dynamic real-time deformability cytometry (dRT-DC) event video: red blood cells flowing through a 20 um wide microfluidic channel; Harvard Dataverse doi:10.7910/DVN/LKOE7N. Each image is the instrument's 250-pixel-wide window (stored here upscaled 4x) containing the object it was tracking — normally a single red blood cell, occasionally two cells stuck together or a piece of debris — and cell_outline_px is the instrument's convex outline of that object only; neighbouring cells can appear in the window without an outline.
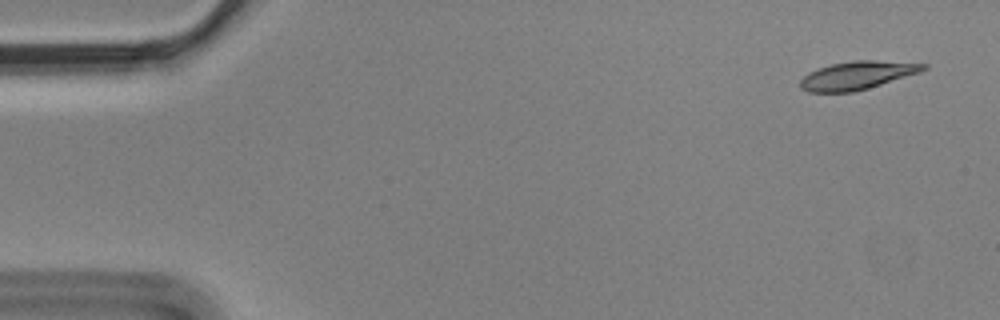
{"species": "Egyptian fruit bat (a non-hibernating species)", "species_latin": "Rousettus aegyptiacus", "temperature_condition": "cold", "stored_images_in_passage": 7, "camera_frame_rate_fps": 3000, "um_per_image_px": 0.085, "animal": {"sex": "male"}, "frame": {"image": 1, "passage_image": 1, "time_ms": 0.0, "image_size_px": [1000, 320], "cell_outline_px": [[928, 68], [920, 72], [868, 88], [852, 92], [808, 92], [800, 88], [800, 80], [808, 72], [832, 64], [852, 60], [876, 60], [928, 64]], "centroid_in_image_um": [72.85, 6.4], "position_along_channel_um": 12.1, "area_um2": 20.11}}
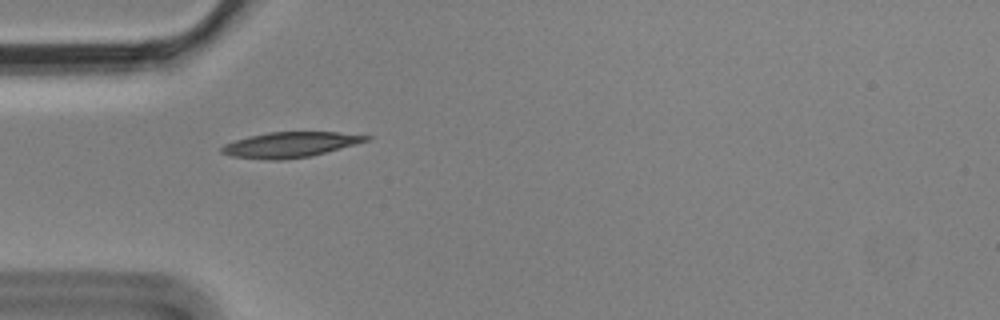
{"frame": {"image": 2, "passage_image": 5, "time_ms": 1.333, "image_size_px": [1000, 320], "cell_outline_px": [[372, 136], [368, 140], [324, 152], [308, 156], [280, 160], [268, 160], [232, 156], [220, 152], [220, 148], [224, 144], [236, 140], [268, 132], [336, 132]], "centroid_in_image_um": [24.61, 12.29], "position_along_channel_um": 60.4, "area_um2": 20.81}}
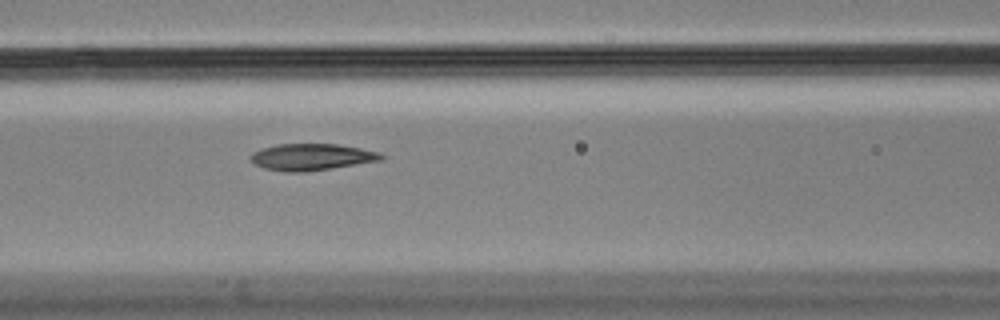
{"frame": {"image": 3, "passage_image": 7, "time_ms": 2.0, "image_size_px": [1000, 320], "cell_outline_px": [[384, 156], [380, 160], [304, 172], [284, 172], [264, 168], [256, 164], [248, 156], [252, 152], [260, 148], [280, 144], [336, 144], [360, 148], [380, 152]], "centroid_in_image_um": [26.43, 13.34], "position_along_channel_um": 140.2, "area_um2": 20.06}}